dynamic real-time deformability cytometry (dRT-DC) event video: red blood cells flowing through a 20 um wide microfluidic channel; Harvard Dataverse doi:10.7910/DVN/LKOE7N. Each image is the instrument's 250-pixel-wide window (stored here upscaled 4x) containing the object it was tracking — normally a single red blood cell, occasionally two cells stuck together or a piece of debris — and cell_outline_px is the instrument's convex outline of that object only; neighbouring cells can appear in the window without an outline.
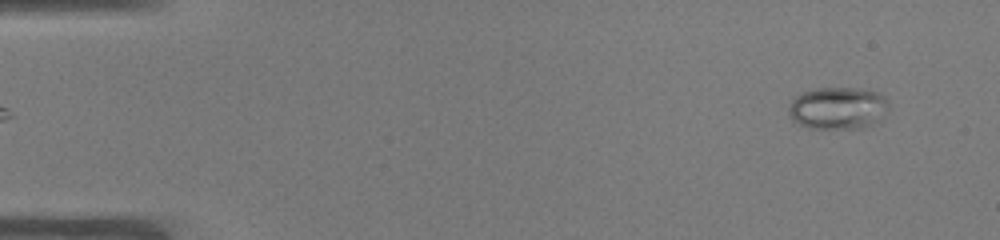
{"species": "common noctule bat (a hibernating species)", "species_latin": "Nyctalus noctula", "temperature_condition": "warm", "stored_images_in_passage": 51, "camera_frame_rate_fps": 3000, "um_per_image_px": 0.085, "animal": {"sex": "male", "body_mass_g": 19.0, "forearm_length_mm": 50.8}, "frame": {"image": 1, "passage_image": 3, "time_ms": 0.667, "image_size_px": [1000, 240], "cell_outline_px": [[888, 108], [884, 116], [880, 120], [864, 128], [812, 128], [800, 124], [792, 120], [788, 116], [788, 108], [792, 100], [800, 92], [816, 88], [856, 88], [880, 92], [888, 100]], "centroid_in_image_um": [71.23, 9.18], "position_along_channel_um": 13.8, "area_um2": 24.91}}
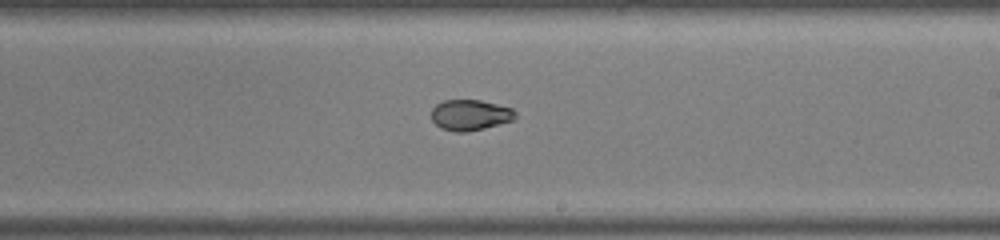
{"frame": {"image": 2, "passage_image": 30, "time_ms": 9.667, "image_size_px": [1000, 240], "cell_outline_px": [[516, 116], [512, 120], [484, 128], [464, 132], [456, 132], [440, 128], [432, 120], [432, 108], [436, 104], [444, 100], [480, 100], [512, 108], [516, 112]], "centroid_in_image_um": [39.94, 9.77], "position_along_channel_um": 249.1, "area_um2": 14.91}}
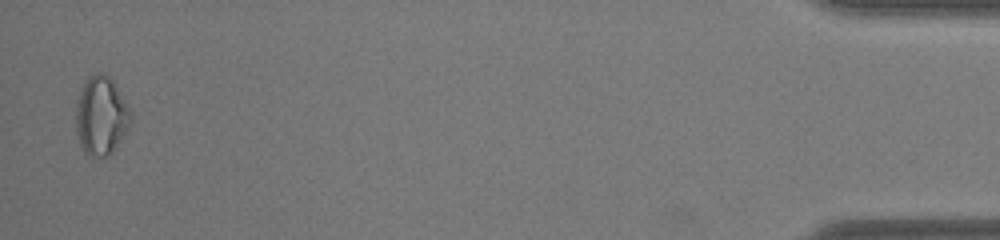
{"frame": {"image": 3, "passage_image": 50, "time_ms": 16.333, "image_size_px": [1000, 240], "cell_outline_px": [[132, 116], [128, 128], [112, 152], [108, 156], [88, 156], [84, 152], [80, 144], [76, 132], [76, 100], [84, 80], [88, 76], [96, 72], [108, 76], [112, 80], [124, 100]], "centroid_in_image_um": [8.55, 9.84], "position_along_channel_um": 426.6, "area_um2": 24.97}, "authors_computed_cell_mechanics": {"area_um2": 17.7446, "velocity_mm_per_s": 3.9334, "shape_relaxation_time_tau1_ms": null, "shape_relaxation_time_tau2_ms": 1.3214, "deformation_change_tau1": null, "deformation_change_tau2": 0.0421}}